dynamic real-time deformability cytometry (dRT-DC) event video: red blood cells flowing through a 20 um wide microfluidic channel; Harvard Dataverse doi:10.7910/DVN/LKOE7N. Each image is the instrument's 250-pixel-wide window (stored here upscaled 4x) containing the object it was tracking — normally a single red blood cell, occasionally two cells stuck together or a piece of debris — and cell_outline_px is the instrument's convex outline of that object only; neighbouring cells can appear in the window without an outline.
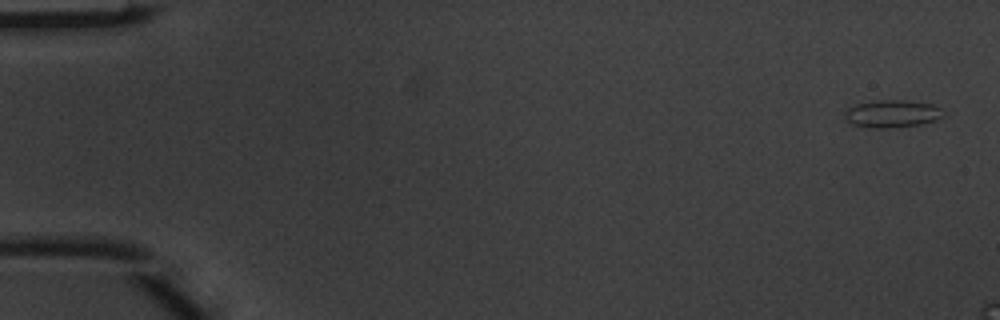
{"species": "common noctule bat (a hibernating species)", "species_latin": "Nyctalus noctula", "temperature_condition": "warm", "stored_images_in_passage": 3, "camera_frame_rate_fps": 3000, "um_per_image_px": 0.085, "animal": {"sex": "male", "body_mass_g": 20.1, "forearm_length_mm": 53.5}, "frame": {"image": 1, "passage_image": 1, "time_ms": 0.0, "image_size_px": [1000, 320], "cell_outline_px": [[948, 112], [944, 116], [936, 120], [920, 124], [888, 128], [872, 128], [852, 124], [844, 120], [844, 112], [848, 108], [856, 104], [876, 100], [904, 100], [932, 104]], "centroid_in_image_um": [75.84, 9.66], "position_along_channel_um": 9.2, "area_um2": 16.01}}